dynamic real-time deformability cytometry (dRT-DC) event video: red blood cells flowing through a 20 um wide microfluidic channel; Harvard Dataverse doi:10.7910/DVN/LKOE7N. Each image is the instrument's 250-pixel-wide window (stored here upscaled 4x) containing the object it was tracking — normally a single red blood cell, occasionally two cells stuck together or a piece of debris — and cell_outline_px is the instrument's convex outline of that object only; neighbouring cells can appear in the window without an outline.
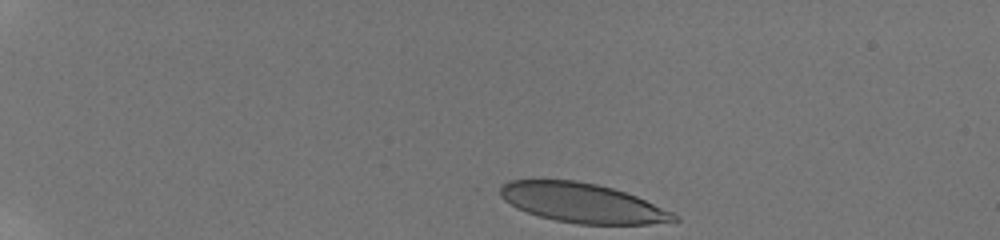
{"species": "human", "species_latin": "Homo sapiens", "temperature_condition": "room temperature", "stored_images_in_passage": 39, "camera_frame_rate_fps": 3000, "um_per_image_px": 0.085, "donor": {"sex": "male"}, "frame": {"image": 1, "passage_image": 1, "time_ms": 0.0, "image_size_px": [1000, 240], "cell_outline_px": [[680, 220], [648, 224], [576, 224], [556, 220], [540, 216], [516, 208], [504, 200], [500, 196], [500, 188], [508, 180], [576, 180], [596, 184], [612, 188], [636, 196], [672, 212], [680, 216]], "centroid_in_image_um": [49.49, 17.25], "position_along_channel_um": 35.5, "area_um2": 39.71}}
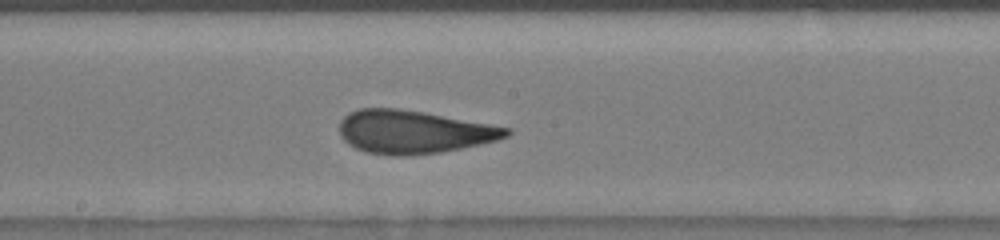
{"frame": {"image": 2, "passage_image": 22, "time_ms": 7.0, "image_size_px": [1000, 240], "cell_outline_px": [[512, 132], [508, 136], [496, 140], [480, 144], [440, 152], [408, 156], [400, 156], [368, 152], [356, 148], [348, 144], [340, 136], [340, 120], [348, 112], [360, 108], [400, 108], [424, 112], [512, 128]], "centroid_in_image_um": [35.14, 11.2], "position_along_channel_um": 213.1, "area_um2": 41.96}}
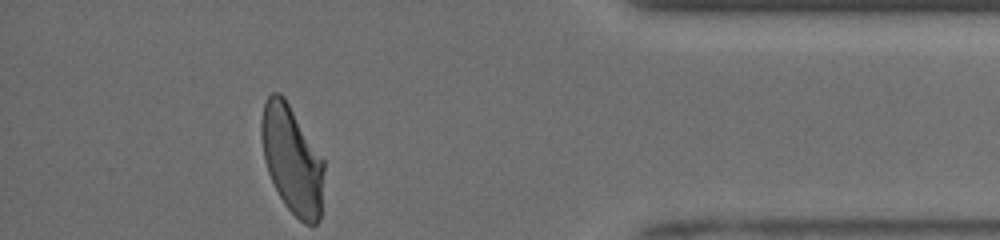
{"frame": {"image": 3, "passage_image": 39, "time_ms": 12.667, "image_size_px": [1000, 240], "cell_outline_px": [[324, 168], [320, 220], [316, 224], [304, 224], [284, 204], [268, 172], [264, 160], [260, 136], [260, 120], [264, 104], [268, 96], [272, 92], [280, 92], [284, 96], [324, 160]], "centroid_in_image_um": [24.81, 13.55], "position_along_channel_um": 410.4, "area_um2": 39.3}, "authors_computed_cell_mechanics": {"area_um2": 41.7894, "velocity_mm_per_s": 3.9588, "shape_relaxation_time_tau1_ms": 4.4484, "shape_relaxation_time_tau2_ms": 0.9345, "deformation_change_tau1": 0.1826, "deformation_change_tau2": 0.091}}